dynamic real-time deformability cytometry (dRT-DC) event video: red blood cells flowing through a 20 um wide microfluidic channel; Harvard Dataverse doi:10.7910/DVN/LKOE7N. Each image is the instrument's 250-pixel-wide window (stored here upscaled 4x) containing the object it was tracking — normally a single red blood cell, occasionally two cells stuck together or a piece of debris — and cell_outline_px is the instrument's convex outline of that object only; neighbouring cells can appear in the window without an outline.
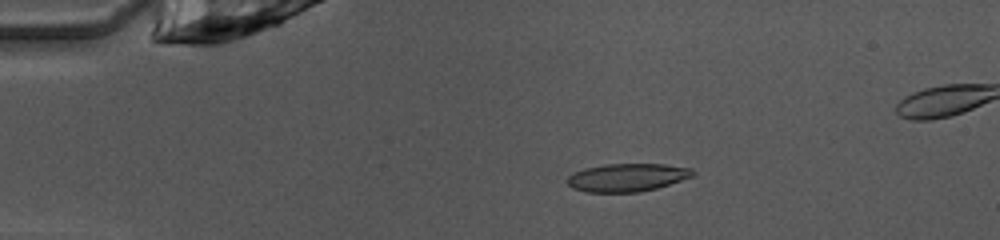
{"species": "common noctule bat (a hibernating species)", "species_latin": "Nyctalus noctula", "temperature_condition": "warm", "stored_images_in_passage": 49, "camera_frame_rate_fps": 3000, "um_per_image_px": 0.085, "animal": {"sex": "female", "body_mass_g": 10.0, "forearm_length_mm": 53.1}, "frame": {"image": 1, "passage_image": 10, "time_ms": 3.0, "image_size_px": [1000, 240], "cell_outline_px": [[696, 172], [692, 176], [656, 188], [640, 192], [588, 192], [572, 188], [568, 184], [568, 176], [572, 172], [584, 168], [604, 164], [664, 164], [692, 168]], "centroid_in_image_um": [53.28, 15.07], "position_along_channel_um": 31.7, "area_um2": 20.46}}
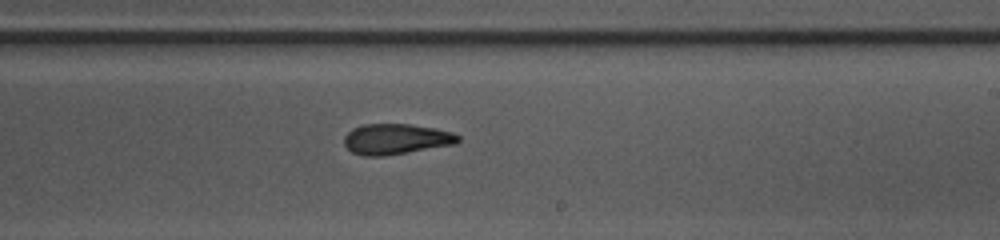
{"frame": {"image": 2, "passage_image": 30, "time_ms": 9.667, "image_size_px": [1000, 240], "cell_outline_px": [[460, 140], [456, 144], [384, 156], [364, 156], [352, 152], [344, 144], [344, 136], [352, 128], [364, 124], [408, 124], [436, 128], [452, 132], [460, 136]], "centroid_in_image_um": [33.66, 11.82], "position_along_channel_um": 255.3, "area_um2": 20.35}}
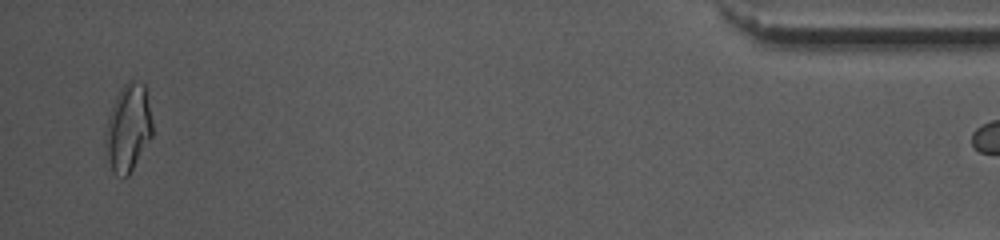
{"frame": {"image": 3, "passage_image": 48, "time_ms": 15.667, "image_size_px": [1000, 240], "cell_outline_px": [[152, 136], [128, 176], [116, 176], [112, 172], [104, 140], [104, 132], [108, 116], [116, 96], [120, 88], [128, 80], [136, 80], [144, 84], [152, 120]], "centroid_in_image_um": [10.88, 10.86], "position_along_channel_um": 424.3, "area_um2": 23.87}}